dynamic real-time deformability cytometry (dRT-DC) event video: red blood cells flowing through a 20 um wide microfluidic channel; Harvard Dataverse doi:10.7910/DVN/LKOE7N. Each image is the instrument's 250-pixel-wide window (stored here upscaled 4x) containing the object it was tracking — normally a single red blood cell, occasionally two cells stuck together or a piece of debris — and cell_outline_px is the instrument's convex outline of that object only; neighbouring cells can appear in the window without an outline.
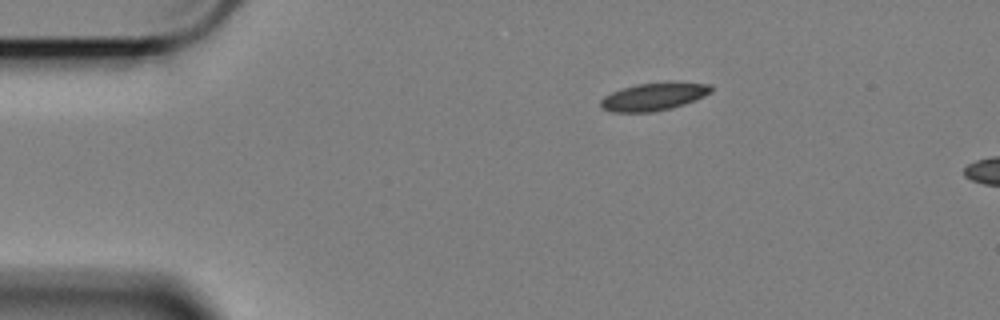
{"species": "Egyptian fruit bat (a non-hibernating species)", "species_latin": "Rousettus aegyptiacus", "temperature_condition": "cold", "stored_images_in_passage": 49, "camera_frame_rate_fps": 3000, "um_per_image_px": 0.085, "animal": {"sex": "female"}, "frame": {"image": 1, "passage_image": 1, "time_ms": 0.0, "image_size_px": [1000, 320], "cell_outline_px": [[712, 92], [704, 96], [684, 104], [652, 112], [612, 112], [604, 108], [600, 104], [600, 100], [604, 96], [612, 92], [636, 84], [668, 80], [676, 80], [712, 84]], "centroid_in_image_um": [55.63, 8.16], "position_along_channel_um": 29.4, "area_um2": 18.21}}
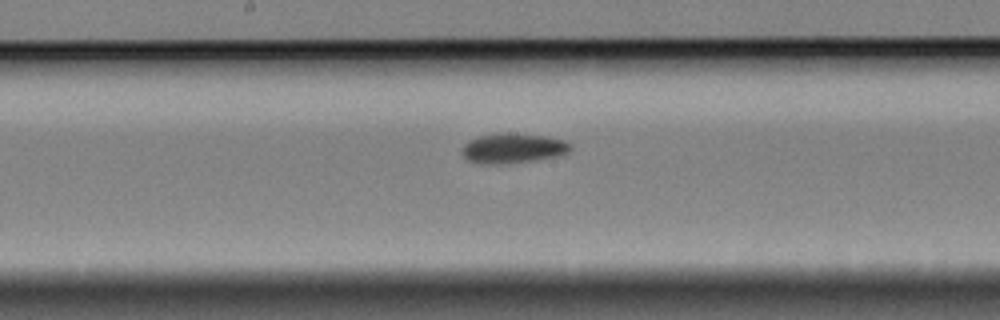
{"frame": {"image": 2, "passage_image": 21, "time_ms": 6.667, "image_size_px": [1000, 320], "cell_outline_px": [[572, 148], [568, 152], [556, 156], [532, 160], [500, 164], [480, 164], [468, 160], [464, 156], [464, 144], [468, 140], [480, 136], [500, 132], [504, 132], [544, 136], [564, 140], [572, 144]], "centroid_in_image_um": [43.6, 12.59], "position_along_channel_um": 204.6, "area_um2": 18.73}}
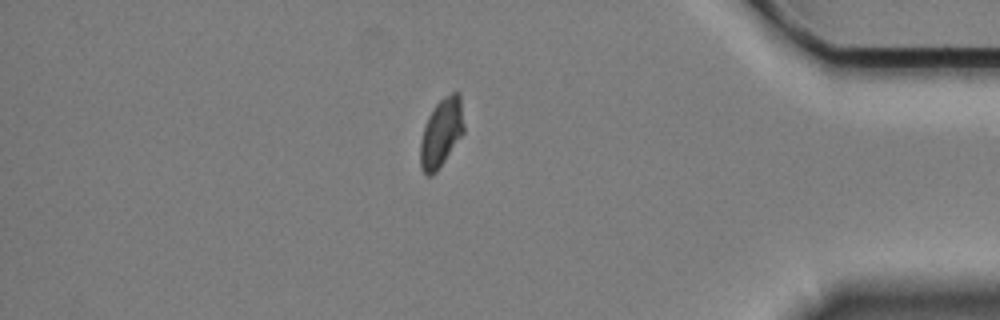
{"frame": {"image": 3, "passage_image": 41, "time_ms": 13.333, "image_size_px": [1000, 320], "cell_outline_px": [[464, 132], [436, 172], [432, 176], [428, 176], [420, 168], [420, 144], [424, 124], [428, 116], [436, 104], [444, 96], [452, 92], [456, 92], [460, 96], [464, 124]], "centroid_in_image_um": [37.49, 11.29], "position_along_channel_um": 397.7, "area_um2": 17.34}}